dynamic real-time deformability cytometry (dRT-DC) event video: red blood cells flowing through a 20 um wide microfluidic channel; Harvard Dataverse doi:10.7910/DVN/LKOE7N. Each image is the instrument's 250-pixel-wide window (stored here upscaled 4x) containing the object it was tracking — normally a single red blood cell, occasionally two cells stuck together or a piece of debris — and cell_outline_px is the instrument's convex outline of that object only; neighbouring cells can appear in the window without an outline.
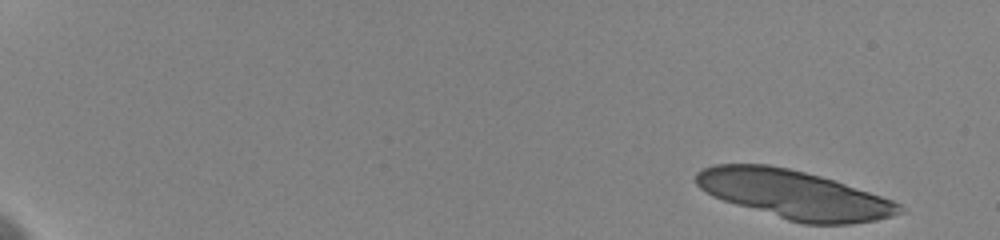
{"species": "human", "species_latin": "Homo sapiens", "temperature_condition": "cold", "stored_images_in_passage": 20, "camera_frame_rate_fps": 3000, "um_per_image_px": 0.085, "donor": {"sex": "female"}, "frame": {"image": 1, "passage_image": 1, "time_ms": 0.0, "image_size_px": [1000, 240], "cell_outline_px": [[908, 212], [876, 220], [852, 224], [804, 224], [788, 220], [736, 204], [712, 196], [700, 188], [696, 184], [696, 172], [700, 168], [712, 164], [768, 164], [788, 168], [820, 176], [892, 200], [900, 204]], "centroid_in_image_um": [67.49, 16.53], "position_along_channel_um": 17.5, "area_um2": 57.22}}